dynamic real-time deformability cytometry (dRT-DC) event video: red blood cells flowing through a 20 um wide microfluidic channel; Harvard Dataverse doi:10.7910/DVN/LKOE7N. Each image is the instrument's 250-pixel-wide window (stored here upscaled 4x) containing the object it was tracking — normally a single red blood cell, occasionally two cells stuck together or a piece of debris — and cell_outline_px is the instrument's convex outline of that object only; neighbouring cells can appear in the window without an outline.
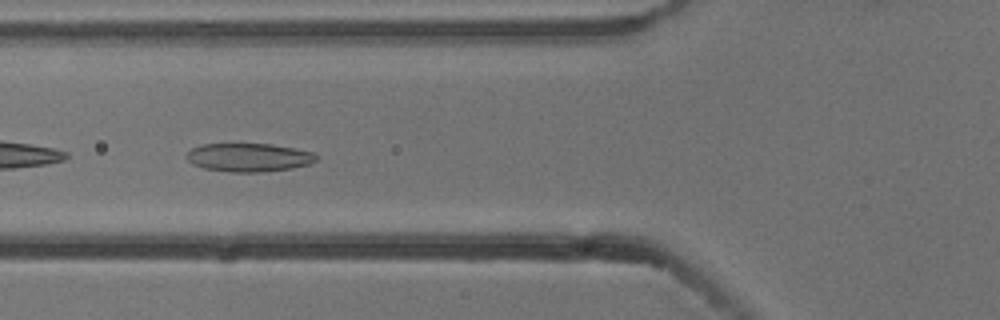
{"species": "common noctule bat (a hibernating species)", "species_latin": "Nyctalus noctula", "temperature_condition": "cold", "stored_images_in_passage": 7, "camera_frame_rate_fps": 3000, "um_per_image_px": 0.085, "animal": {"sex": "male", "body_mass_g": 13.3}, "frame": {"image": 1, "passage_image": 5, "time_ms": 1.333, "image_size_px": [1000, 320], "cell_outline_px": [[320, 156], [316, 160], [308, 164], [292, 168], [260, 172], [232, 172], [204, 168], [192, 164], [184, 156], [192, 148], [200, 144], [272, 144], [312, 152]], "centroid_in_image_um": [21.12, 13.38], "position_along_channel_um": 104.7, "area_um2": 21.44}}
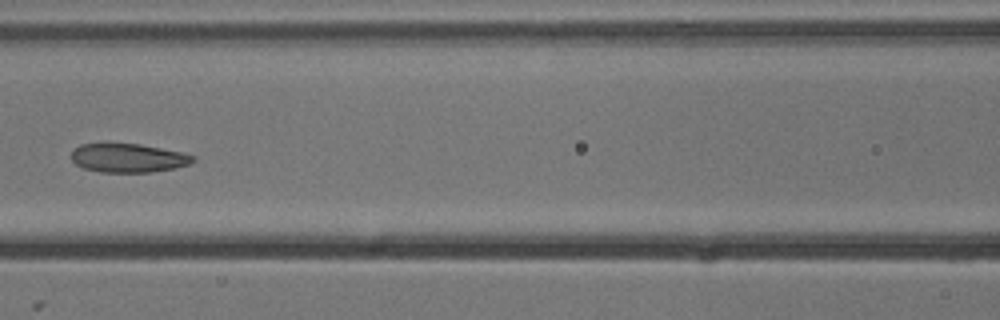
{"frame": {"image": 2, "passage_image": 6, "time_ms": 1.667, "image_size_px": [1000, 320], "cell_outline_px": [[196, 160], [188, 164], [176, 168], [152, 172], [100, 172], [84, 168], [76, 164], [72, 160], [72, 152], [80, 144], [140, 144], [180, 152], [196, 156]], "centroid_in_image_um": [10.92, 13.44], "position_along_channel_um": 155.7, "area_um2": 20.23}}
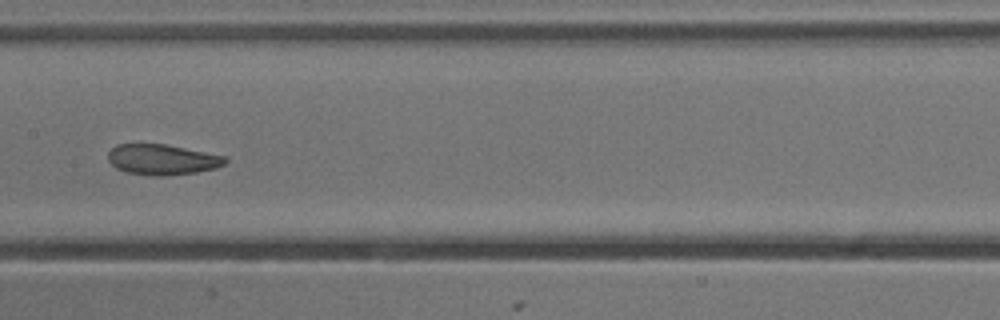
{"frame": {"image": 3, "passage_image": 7, "time_ms": 2.0, "image_size_px": [1000, 320], "cell_outline_px": [[228, 160], [224, 164], [216, 168], [196, 172], [164, 176], [156, 176], [128, 172], [116, 168], [108, 160], [108, 152], [116, 144], [164, 144], [228, 156]], "centroid_in_image_um": [13.82, 13.56], "position_along_channel_um": 193.6, "area_um2": 20.81}}